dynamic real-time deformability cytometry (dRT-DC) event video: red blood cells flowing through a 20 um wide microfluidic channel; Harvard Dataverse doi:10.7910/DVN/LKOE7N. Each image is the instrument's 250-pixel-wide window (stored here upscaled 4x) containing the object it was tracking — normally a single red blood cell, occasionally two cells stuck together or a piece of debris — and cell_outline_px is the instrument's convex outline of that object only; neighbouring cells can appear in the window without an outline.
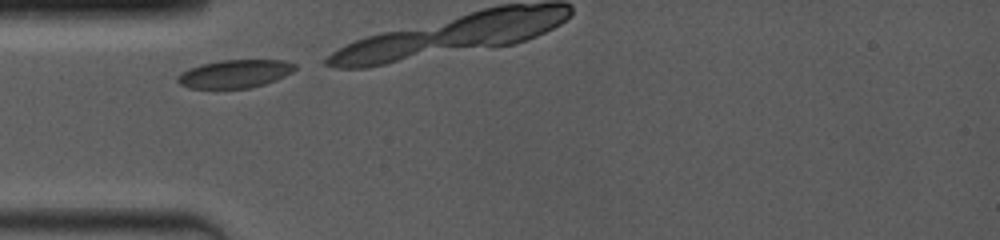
{"species": "common noctule bat (a hibernating species)", "species_latin": "Nyctalus noctula", "temperature_condition": "room temperature", "stored_images_in_passage": 4, "camera_frame_rate_fps": 4000, "um_per_image_px": 0.085, "animal": {"sex": "female", "body_mass_g": 19.0, "forearm_length_mm": 53.3}, "frame": {"image": 1, "passage_image": 1, "time_ms": 0.0, "image_size_px": [1000, 240], "cell_outline_px": [[296, 68], [292, 72], [276, 80], [252, 88], [188, 88], [180, 84], [176, 80], [176, 76], [180, 72], [204, 64], [220, 60], [284, 60], [296, 64]], "centroid_in_image_um": [19.97, 6.28], "position_along_channel_um": 65.0, "area_um2": 19.19}}